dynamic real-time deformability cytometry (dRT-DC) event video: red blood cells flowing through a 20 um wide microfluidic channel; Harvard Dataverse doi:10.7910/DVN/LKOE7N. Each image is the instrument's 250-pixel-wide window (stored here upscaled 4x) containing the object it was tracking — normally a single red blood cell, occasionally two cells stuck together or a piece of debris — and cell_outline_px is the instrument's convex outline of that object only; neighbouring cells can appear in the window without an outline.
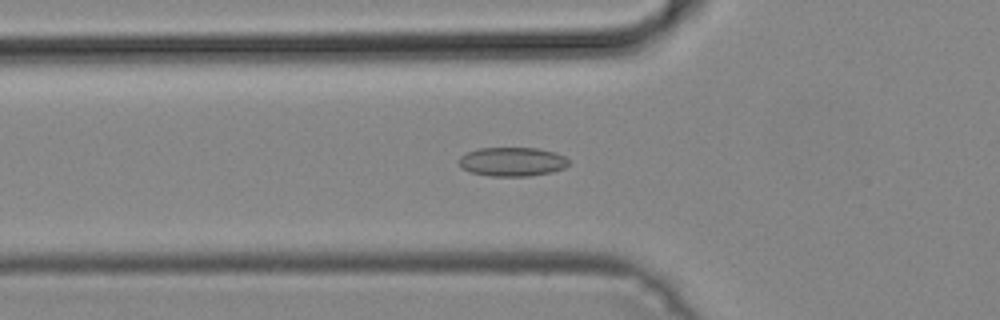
{"species": "common noctule bat (a hibernating species)", "species_latin": "Nyctalus noctula", "temperature_condition": "cold", "stored_images_in_passage": 51, "camera_frame_rate_fps": 3000, "um_per_image_px": 0.085, "animal": {"sex": "male", "body_mass_g": 19.2, "forearm_length_mm": 51.8}, "frame": {"image": 1, "passage_image": 18, "time_ms": 5.667, "image_size_px": [1000, 320], "cell_outline_px": [[568, 164], [564, 168], [552, 172], [528, 176], [488, 176], [472, 172], [460, 168], [460, 156], [468, 152], [480, 148], [540, 148], [556, 152], [564, 156], [568, 160]], "centroid_in_image_um": [43.55, 13.74], "position_along_channel_um": 82.2, "area_um2": 18.55}}
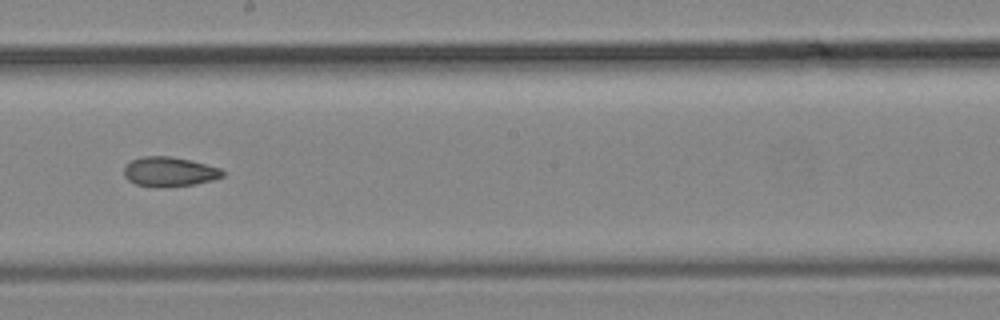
{"frame": {"image": 2, "passage_image": 29, "time_ms": 9.333, "image_size_px": [1000, 320], "cell_outline_px": [[224, 176], [212, 180], [196, 184], [160, 188], [136, 184], [128, 180], [124, 176], [124, 168], [132, 160], [144, 156], [168, 156], [188, 160], [220, 168], [224, 172]], "centroid_in_image_um": [14.39, 14.61], "position_along_channel_um": 233.8, "area_um2": 16.88}}
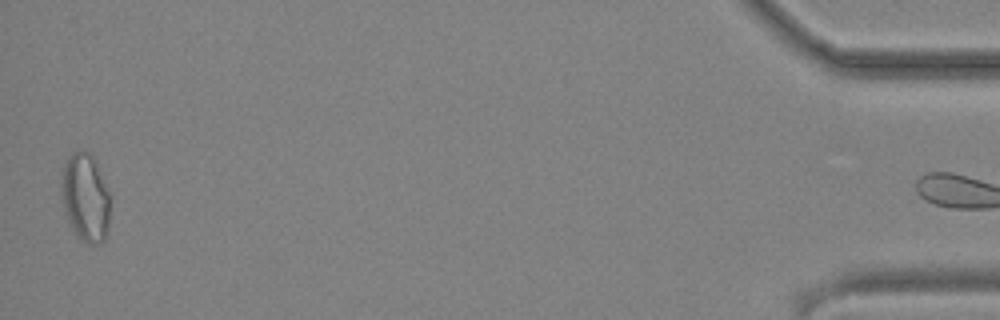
{"frame": {"image": 3, "passage_image": 50, "time_ms": 16.333, "image_size_px": [1000, 320], "cell_outline_px": [[108, 232], [104, 240], [100, 244], [88, 244], [72, 228], [68, 220], [64, 208], [60, 184], [64, 164], [68, 156], [72, 152], [80, 148], [88, 152], [96, 160], [108, 192]], "centroid_in_image_um": [7.24, 16.74], "position_along_channel_um": 428.0, "area_um2": 24.85}}